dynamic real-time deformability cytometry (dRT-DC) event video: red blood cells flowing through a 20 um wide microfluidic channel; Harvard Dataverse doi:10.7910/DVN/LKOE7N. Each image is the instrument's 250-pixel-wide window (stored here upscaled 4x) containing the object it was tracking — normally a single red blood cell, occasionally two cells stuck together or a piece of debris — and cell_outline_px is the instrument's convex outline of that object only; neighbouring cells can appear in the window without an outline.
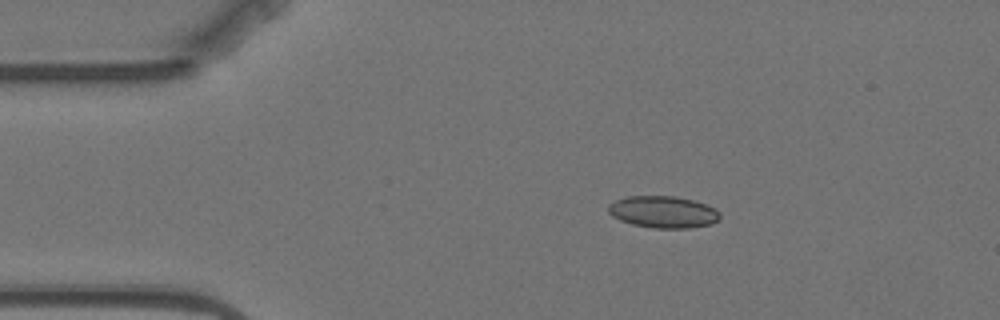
{"species": "Egyptian fruit bat (a non-hibernating species)", "species_latin": "Rousettus aegyptiacus", "temperature_condition": "warm", "stored_images_in_passage": 6, "camera_frame_rate_fps": 3000, "um_per_image_px": 0.085, "animal": {"sex": "female"}, "frame": {"image": 1, "passage_image": 2, "time_ms": 1.333, "image_size_px": [1000, 320], "cell_outline_px": [[720, 220], [712, 224], [688, 228], [652, 228], [632, 224], [620, 220], [612, 216], [608, 212], [608, 204], [616, 200], [628, 196], [676, 196], [692, 200], [716, 208], [720, 212]], "centroid_in_image_um": [56.38, 18.02], "position_along_channel_um": 28.6, "area_um2": 20.87}}
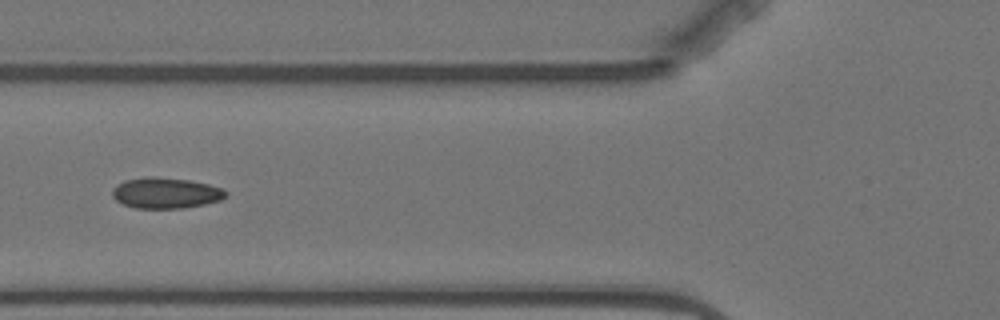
{"frame": {"image": 2, "passage_image": 5, "time_ms": 5.0, "image_size_px": [1000, 320], "cell_outline_px": [[228, 196], [220, 200], [204, 204], [184, 208], [136, 208], [124, 204], [116, 200], [112, 196], [112, 188], [124, 180], [152, 176], [188, 180], [208, 184], [220, 188], [228, 192]], "centroid_in_image_um": [14.08, 16.4], "position_along_channel_um": 111.7, "area_um2": 20.29}}
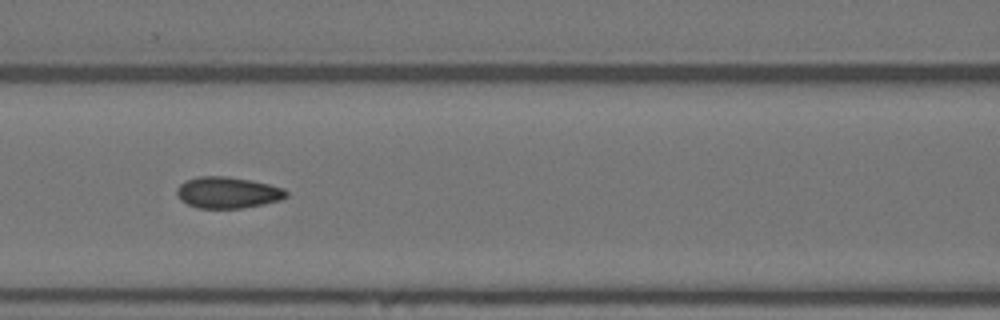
{"frame": {"image": 3, "passage_image": 6, "time_ms": 6.0, "image_size_px": [1000, 320], "cell_outline_px": [[288, 196], [280, 200], [264, 204], [240, 208], [200, 208], [188, 204], [180, 200], [176, 192], [176, 188], [180, 184], [188, 180], [200, 176], [224, 176], [248, 180], [268, 184], [284, 188], [288, 192]], "centroid_in_image_um": [19.36, 16.37], "position_along_channel_um": 147.2, "area_um2": 19.83}}